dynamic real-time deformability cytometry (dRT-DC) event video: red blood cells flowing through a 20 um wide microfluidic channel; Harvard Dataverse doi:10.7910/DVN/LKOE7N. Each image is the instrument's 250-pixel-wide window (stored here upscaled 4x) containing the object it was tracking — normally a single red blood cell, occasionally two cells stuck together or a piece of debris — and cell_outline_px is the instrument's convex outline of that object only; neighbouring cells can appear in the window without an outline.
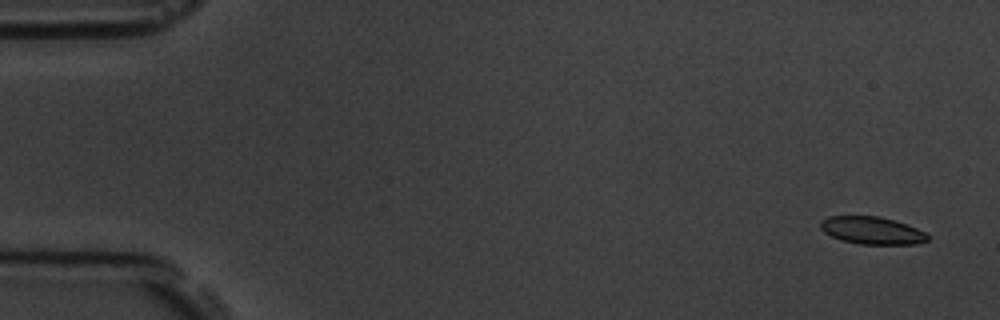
{"species": "common noctule bat (a hibernating species)", "species_latin": "Nyctalus noctula", "temperature_condition": "room temperature", "stored_images_in_passage": 5, "camera_frame_rate_fps": 3000, "um_per_image_px": 0.085, "animal": {"sex": "male", "body_mass_g": 19.5, "forearm_length_mm": 54.6}, "frame": {"image": 1, "passage_image": 1, "time_ms": 0.0, "image_size_px": [1000, 320], "cell_outline_px": [[928, 240], [916, 244], [860, 244], [840, 240], [824, 232], [820, 228], [820, 220], [828, 216], [880, 216], [896, 220], [908, 224], [924, 232], [928, 236]], "centroid_in_image_um": [74.1, 19.58], "position_along_channel_um": 10.9, "area_um2": 17.28}}
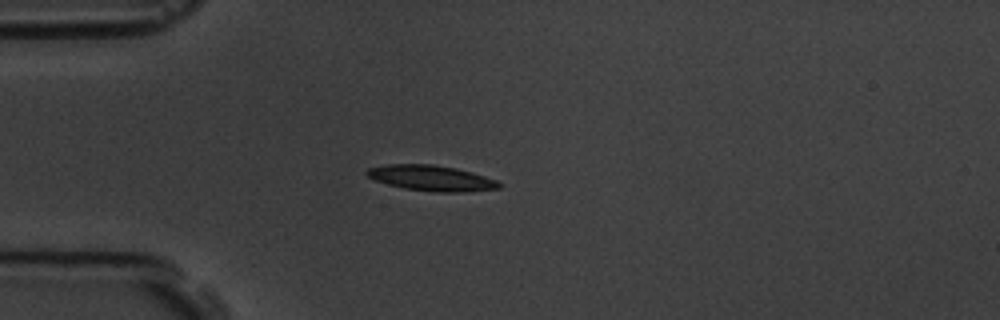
{"frame": {"image": 2, "passage_image": 5, "time_ms": 4.333, "image_size_px": [1000, 320], "cell_outline_px": [[500, 188], [468, 192], [440, 192], [404, 188], [388, 184], [376, 180], [368, 176], [364, 172], [368, 168], [388, 164], [432, 164], [456, 168], [472, 172], [496, 180], [500, 184]], "centroid_in_image_um": [36.67, 15.13], "position_along_channel_um": 48.3, "area_um2": 19.54}}